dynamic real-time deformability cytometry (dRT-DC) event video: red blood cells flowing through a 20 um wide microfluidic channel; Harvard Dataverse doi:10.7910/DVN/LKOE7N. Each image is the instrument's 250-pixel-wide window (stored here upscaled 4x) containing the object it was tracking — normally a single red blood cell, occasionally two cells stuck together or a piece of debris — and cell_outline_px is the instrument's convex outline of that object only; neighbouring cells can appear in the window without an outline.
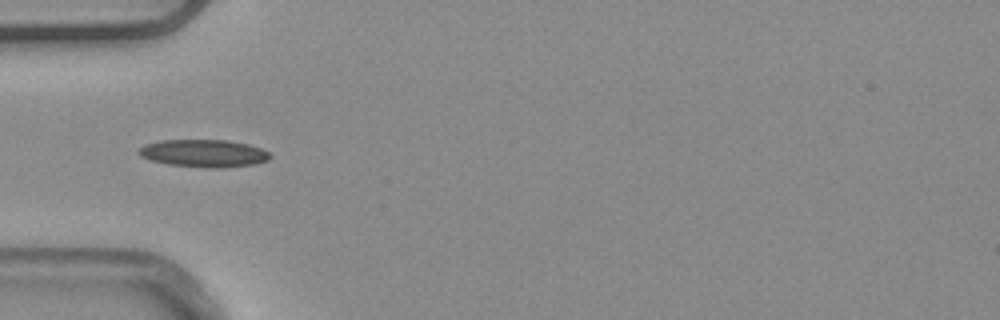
{"species": "common noctule bat (a hibernating species)", "species_latin": "Nyctalus noctula", "temperature_condition": "warm", "stored_images_in_passage": 7, "camera_frame_rate_fps": 3000, "um_per_image_px": 0.085, "animal": {"sex": "male", "body_mass_g": 20.4}, "frame": {"image": 1, "passage_image": 4, "time_ms": 1.0, "image_size_px": [1000, 320], "cell_outline_px": [[272, 156], [268, 160], [252, 164], [220, 168], [208, 168], [168, 164], [152, 160], [140, 156], [136, 152], [144, 144], [160, 140], [228, 140], [248, 144], [260, 148], [268, 152]], "centroid_in_image_um": [17.3, 13.02], "position_along_channel_um": 67.7, "area_um2": 21.04}}
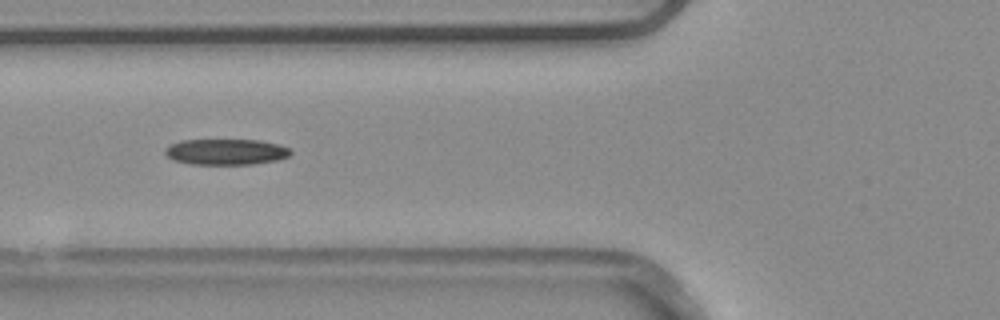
{"frame": {"image": 2, "passage_image": 5, "time_ms": 1.333, "image_size_px": [1000, 320], "cell_outline_px": [[292, 152], [288, 156], [276, 160], [252, 164], [192, 164], [172, 160], [164, 152], [164, 148], [168, 144], [184, 140], [260, 140], [280, 144], [288, 148]], "centroid_in_image_um": [19.18, 12.9], "position_along_channel_um": 106.6, "area_um2": 18.96}}